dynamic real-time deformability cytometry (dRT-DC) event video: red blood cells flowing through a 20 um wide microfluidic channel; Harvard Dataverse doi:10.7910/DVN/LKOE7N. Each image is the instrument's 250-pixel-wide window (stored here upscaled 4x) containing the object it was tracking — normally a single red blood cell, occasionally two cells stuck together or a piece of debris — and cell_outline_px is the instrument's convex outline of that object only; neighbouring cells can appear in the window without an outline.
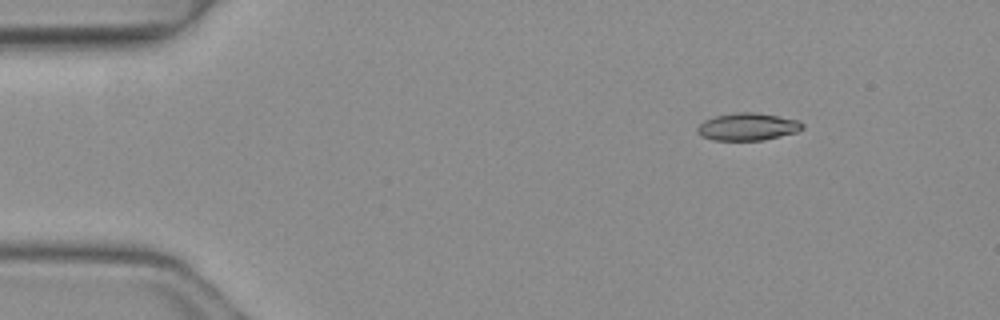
{"species": "common noctule bat (a hibernating species)", "species_latin": "Nyctalus noctula", "temperature_condition": "warm", "stored_images_in_passage": 2, "camera_frame_rate_fps": 3000, "um_per_image_px": 0.085, "animal": {"sex": "female", "body_mass_g": 19.3, "forearm_length_mm": 54.1}, "frame": {"image": 1, "passage_image": 1, "time_ms": 0.0, "image_size_px": [1000, 320], "cell_outline_px": [[804, 128], [796, 132], [764, 140], [712, 140], [700, 136], [696, 132], [696, 128], [704, 120], [712, 116], [736, 112], [756, 112], [800, 120], [804, 124]], "centroid_in_image_um": [63.53, 10.76], "position_along_channel_um": 21.5, "area_um2": 17.05}}